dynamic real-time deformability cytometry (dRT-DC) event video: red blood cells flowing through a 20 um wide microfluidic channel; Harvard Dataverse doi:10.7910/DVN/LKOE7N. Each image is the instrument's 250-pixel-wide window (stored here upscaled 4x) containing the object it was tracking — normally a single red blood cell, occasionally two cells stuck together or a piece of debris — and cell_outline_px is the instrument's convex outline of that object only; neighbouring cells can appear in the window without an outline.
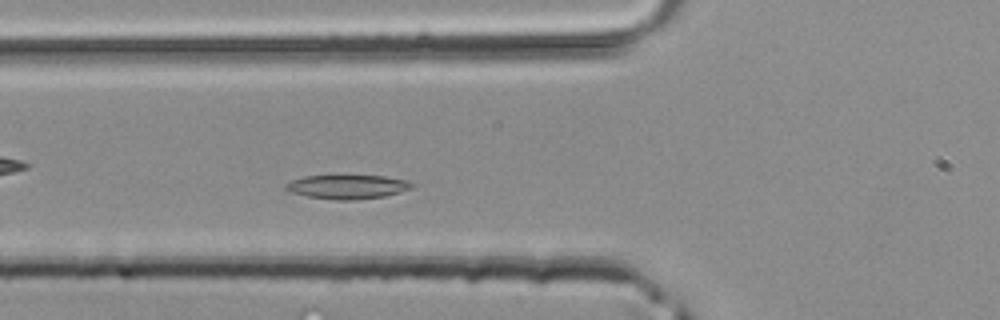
{"species": "common noctule bat (a hibernating species)", "species_latin": "Nyctalus noctula", "temperature_condition": "room temperature", "stored_images_in_passage": 35, "camera_frame_rate_fps": 3000, "um_per_image_px": 0.085, "animal": {"sex": "male", "body_mass_g": 20.4}, "frame": {"image": 1, "passage_image": 8, "time_ms": 2.333, "image_size_px": [1000, 320], "cell_outline_px": [[416, 184], [412, 188], [400, 192], [384, 196], [352, 200], [336, 200], [308, 196], [292, 192], [284, 188], [284, 184], [292, 180], [304, 176], [384, 176], [408, 180]], "centroid_in_image_um": [29.56, 15.87], "position_along_channel_um": 96.2, "area_um2": 17.57}}
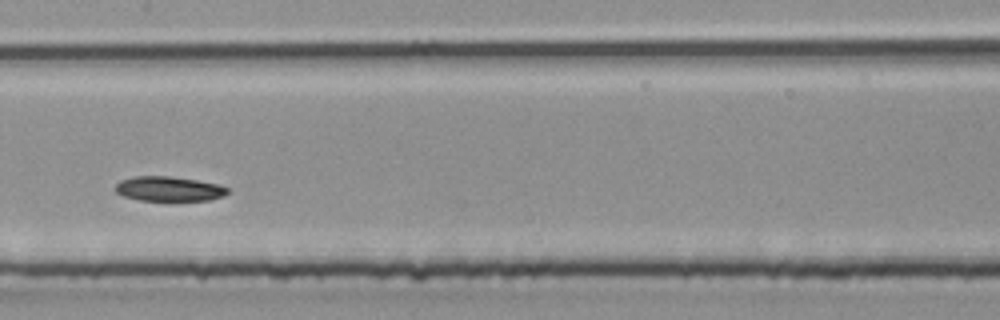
{"frame": {"image": 2, "passage_image": 14, "time_ms": 4.333, "image_size_px": [1000, 320], "cell_outline_px": [[228, 192], [224, 196], [208, 200], [140, 200], [124, 196], [116, 192], [116, 184], [120, 180], [136, 176], [172, 176], [196, 180], [216, 184], [228, 188]], "centroid_in_image_um": [14.34, 16.04], "position_along_channel_um": 193.1, "area_um2": 15.95}}
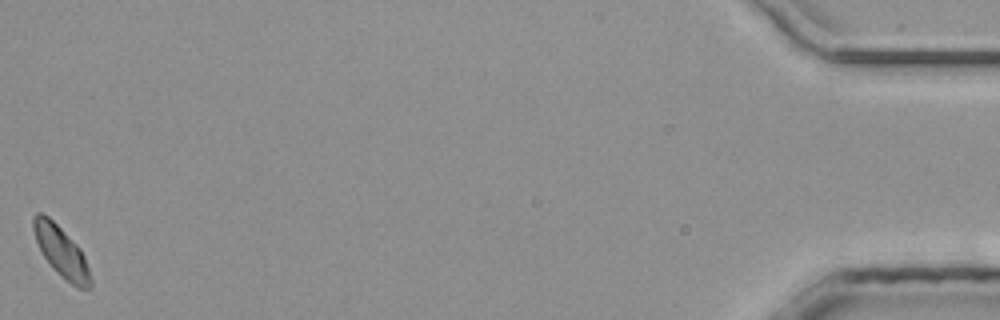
{"frame": {"image": 3, "passage_image": 35, "time_ms": 11.333, "image_size_px": [1000, 320], "cell_outline_px": [[92, 288], [76, 288], [60, 276], [52, 268], [44, 256], [36, 240], [32, 228], [32, 216], [36, 212], [44, 212], [80, 248], [84, 256], [92, 280]], "centroid_in_image_um": [5.2, 21.4], "position_along_channel_um": 430.0, "area_um2": 16.82}}